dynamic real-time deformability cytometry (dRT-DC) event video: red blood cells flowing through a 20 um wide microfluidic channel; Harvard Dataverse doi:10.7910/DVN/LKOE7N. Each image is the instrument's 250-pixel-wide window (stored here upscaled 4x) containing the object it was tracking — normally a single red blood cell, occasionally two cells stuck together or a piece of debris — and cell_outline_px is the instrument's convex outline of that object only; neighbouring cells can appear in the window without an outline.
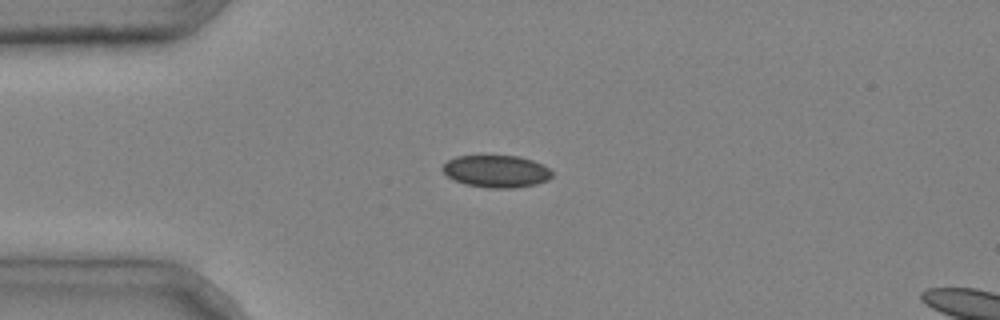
{"species": "common noctule bat (a hibernating species)", "species_latin": "Nyctalus noctula", "temperature_condition": "cold", "stored_images_in_passage": 4, "camera_frame_rate_fps": 3000, "um_per_image_px": 0.085, "animal": {"sex": "male", "body_mass_g": 20.4}, "frame": {"image": 1, "passage_image": 3, "time_ms": 0.667, "image_size_px": [1000, 320], "cell_outline_px": [[552, 176], [548, 180], [536, 184], [512, 188], [488, 188], [464, 184], [448, 176], [440, 168], [448, 160], [456, 156], [520, 156], [544, 164], [552, 172]], "centroid_in_image_um": [42.2, 14.56], "position_along_channel_um": 42.8, "area_um2": 20.58}}
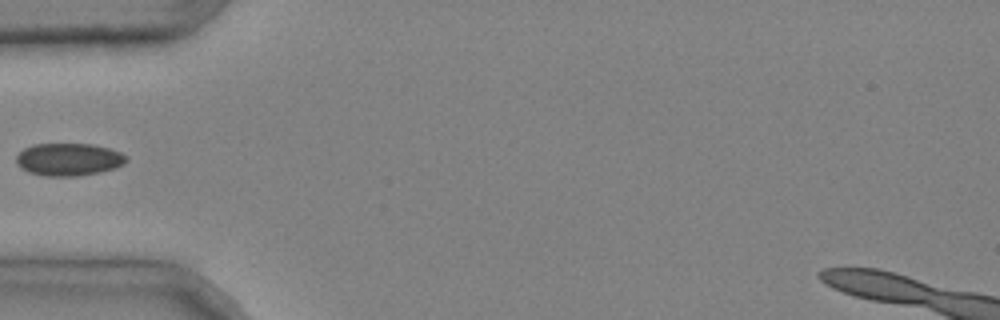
{"frame": {"image": 2, "passage_image": 4, "time_ms": 1.0, "image_size_px": [1000, 320], "cell_outline_px": [[128, 160], [124, 164], [116, 168], [100, 172], [76, 176], [44, 176], [28, 172], [20, 168], [16, 164], [16, 156], [24, 148], [32, 144], [92, 144], [108, 148], [120, 152], [128, 156]], "centroid_in_image_um": [5.83, 13.55], "position_along_channel_um": 79.2, "area_um2": 21.1}}